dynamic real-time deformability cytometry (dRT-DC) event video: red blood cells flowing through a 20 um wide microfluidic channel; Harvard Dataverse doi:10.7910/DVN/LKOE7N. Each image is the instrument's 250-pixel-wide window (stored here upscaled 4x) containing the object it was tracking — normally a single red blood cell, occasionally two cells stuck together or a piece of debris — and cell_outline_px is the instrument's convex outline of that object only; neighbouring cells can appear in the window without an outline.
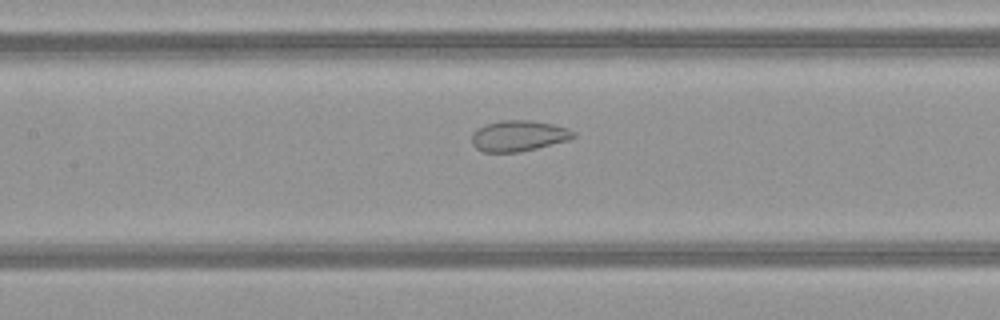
{"species": "common noctule bat (a hibernating species)", "species_latin": "Nyctalus noctula", "temperature_condition": "warm", "stored_images_in_passage": 37, "camera_frame_rate_fps": 3000, "um_per_image_px": 0.085, "animal": {"sex": "female", "body_mass_g": 21.9}, "frame": {"image": 1, "passage_image": 16, "time_ms": 5.0, "image_size_px": [1000, 320], "cell_outline_px": [[576, 136], [568, 140], [520, 152], [484, 152], [476, 148], [472, 144], [472, 132], [488, 124], [500, 120], [528, 120], [552, 124], [568, 128], [576, 132]], "centroid_in_image_um": [44.09, 11.55], "position_along_channel_um": 163.3, "area_um2": 18.15}}
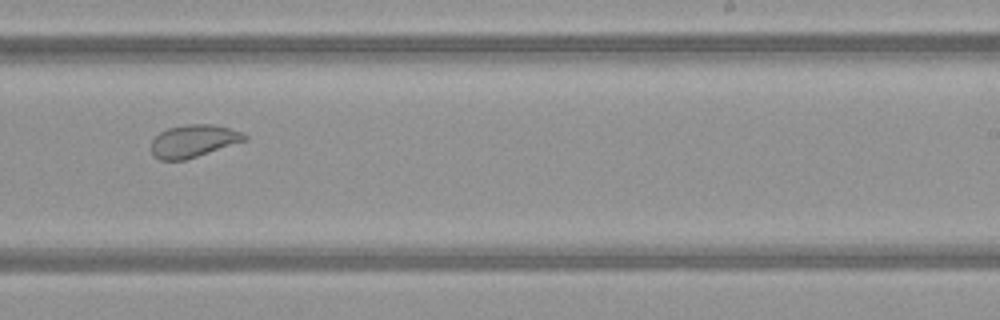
{"frame": {"image": 2, "passage_image": 24, "time_ms": 7.667, "image_size_px": [1000, 320], "cell_outline_px": [[248, 140], [184, 160], [160, 160], [152, 152], [152, 140], [160, 132], [168, 128], [184, 124], [212, 124], [228, 128], [240, 132], [248, 136]], "centroid_in_image_um": [16.46, 11.97], "position_along_channel_um": 272.5, "area_um2": 17.51}}
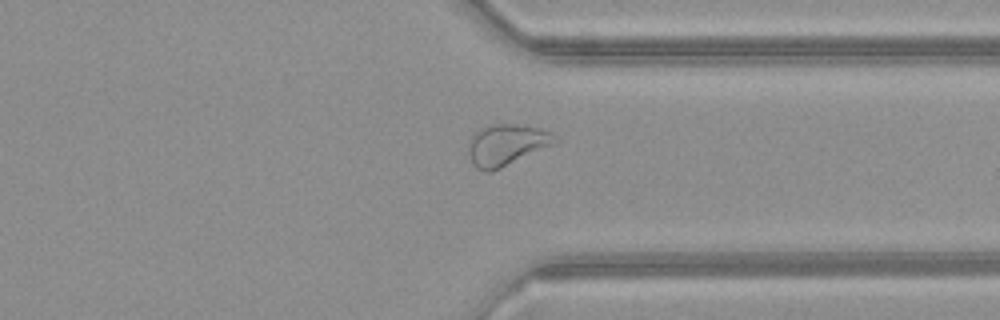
{"frame": {"image": 3, "passage_image": 31, "time_ms": 10.0, "image_size_px": [1000, 320], "cell_outline_px": [[560, 140], [556, 144], [492, 172], [484, 172], [476, 168], [472, 164], [468, 152], [468, 148], [472, 136], [480, 128], [492, 124], [516, 124], [540, 128], [552, 132]], "centroid_in_image_um": [43.09, 12.32], "position_along_channel_um": 368.3, "area_um2": 21.15}}